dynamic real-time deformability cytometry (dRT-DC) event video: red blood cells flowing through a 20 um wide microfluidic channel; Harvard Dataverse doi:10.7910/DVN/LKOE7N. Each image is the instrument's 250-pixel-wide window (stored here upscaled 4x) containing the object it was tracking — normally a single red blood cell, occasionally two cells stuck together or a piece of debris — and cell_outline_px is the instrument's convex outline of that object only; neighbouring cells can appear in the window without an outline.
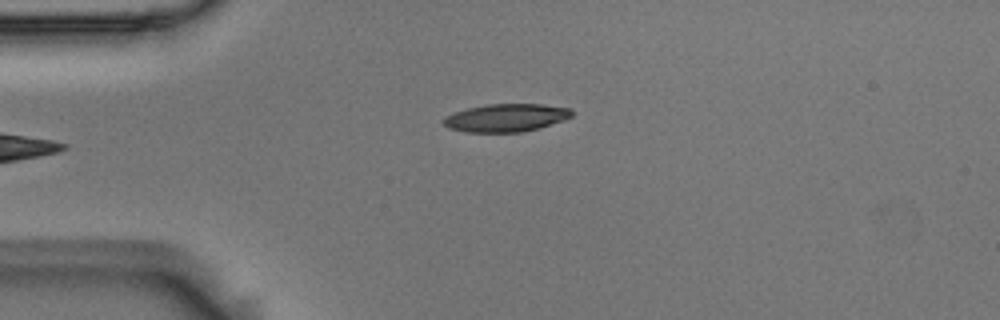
{"species": "Egyptian fruit bat (a non-hibernating species)", "species_latin": "Rousettus aegyptiacus", "temperature_condition": "room temperature", "stored_images_in_passage": 5, "camera_frame_rate_fps": 3000, "um_per_image_px": 0.085, "animal": {"sex": "male"}, "frame": {"image": 1, "passage_image": 5, "time_ms": 1.333, "image_size_px": [1000, 320], "cell_outline_px": [[572, 116], [564, 120], [540, 128], [520, 132], [464, 132], [448, 128], [440, 120], [444, 116], [452, 112], [468, 108], [488, 104], [544, 104], [572, 108]], "centroid_in_image_um": [42.99, 10.01], "position_along_channel_um": 42.0, "area_um2": 21.15}}